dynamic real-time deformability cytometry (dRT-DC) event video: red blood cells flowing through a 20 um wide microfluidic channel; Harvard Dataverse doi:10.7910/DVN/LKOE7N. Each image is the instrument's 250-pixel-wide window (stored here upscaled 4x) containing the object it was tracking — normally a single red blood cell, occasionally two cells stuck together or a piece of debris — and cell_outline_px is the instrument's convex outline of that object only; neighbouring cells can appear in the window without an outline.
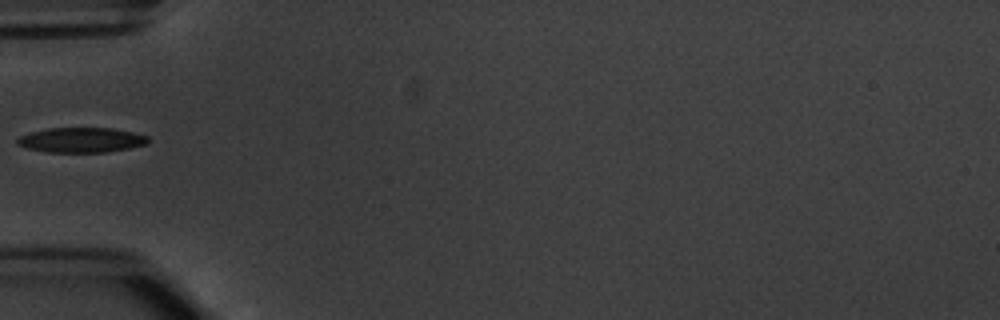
{"species": "common noctule bat (a hibernating species)", "species_latin": "Nyctalus noctula", "temperature_condition": "warm", "stored_images_in_passage": 2, "camera_frame_rate_fps": 3000, "um_per_image_px": 0.085, "animal": {"sex": "male", "body_mass_g": 20.1, "forearm_length_mm": 53.5}, "frame": {"image": 1, "passage_image": 1, "time_ms": 0.0, "image_size_px": [1000, 320], "cell_outline_px": [[148, 144], [128, 148], [104, 152], [48, 152], [28, 148], [16, 144], [16, 140], [20, 136], [32, 132], [48, 128], [112, 128], [132, 132], [148, 136]], "centroid_in_image_um": [6.91, 11.9], "position_along_channel_um": 78.1, "area_um2": 18.84}}